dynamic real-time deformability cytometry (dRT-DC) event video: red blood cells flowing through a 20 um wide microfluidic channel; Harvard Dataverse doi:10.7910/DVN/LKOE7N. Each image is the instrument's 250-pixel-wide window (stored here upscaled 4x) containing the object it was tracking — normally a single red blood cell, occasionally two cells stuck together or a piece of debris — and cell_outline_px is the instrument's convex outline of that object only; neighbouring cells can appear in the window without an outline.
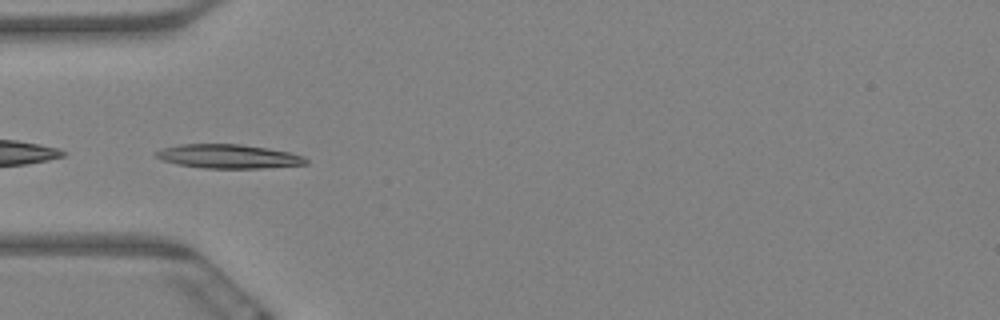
{"species": "Egyptian fruit bat (a non-hibernating species)", "species_latin": "Rousettus aegyptiacus", "temperature_condition": "warm", "stored_images_in_passage": 44, "camera_frame_rate_fps": 3000, "um_per_image_px": 0.085, "animal": {"sex": "female"}, "frame": {"image": 1, "passage_image": 1, "time_ms": 0.0, "image_size_px": [1000, 320], "cell_outline_px": [[308, 164], [260, 168], [204, 168], [176, 164], [164, 160], [156, 156], [152, 152], [164, 148], [180, 144], [240, 144], [268, 148], [288, 152], [304, 156], [308, 160]], "centroid_in_image_um": [19.42, 13.29], "position_along_channel_um": 65.6, "area_um2": 20.87}}
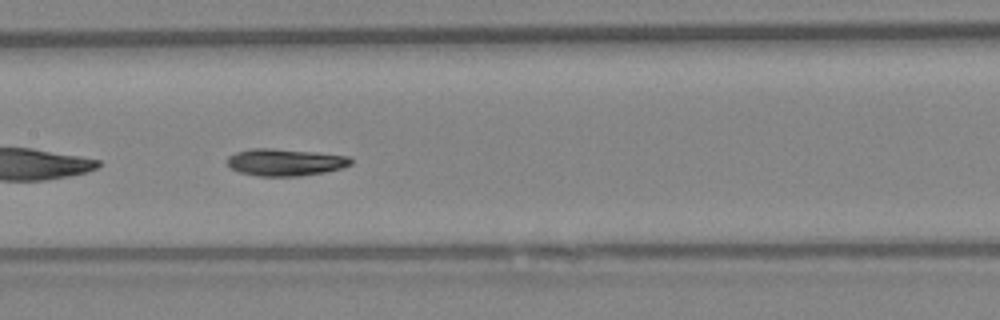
{"frame": {"image": 2, "passage_image": 12, "time_ms": 3.667, "image_size_px": [1000, 320], "cell_outline_px": [[352, 164], [344, 168], [324, 172], [300, 176], [256, 176], [240, 172], [232, 168], [228, 164], [228, 156], [236, 152], [252, 148], [268, 148], [316, 152], [348, 156], [352, 160]], "centroid_in_image_um": [24.26, 13.79], "position_along_channel_um": 183.1, "area_um2": 19.48}}
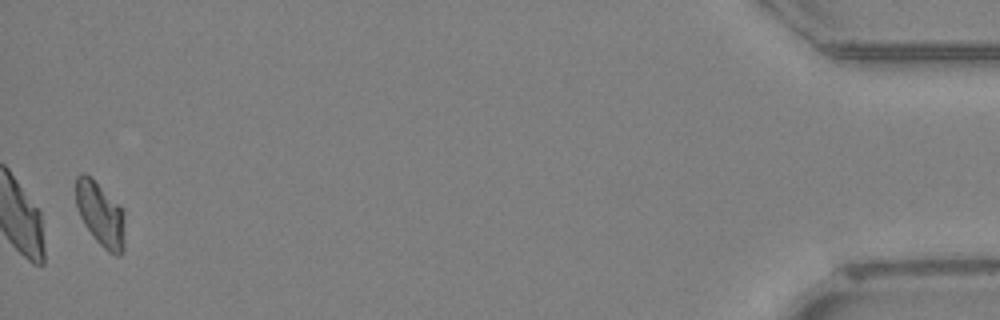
{"frame": {"image": 3, "passage_image": 43, "time_ms": 14.0, "image_size_px": [1000, 320], "cell_outline_px": [[124, 248], [116, 256], [108, 252], [96, 240], [84, 224], [80, 216], [76, 204], [76, 176], [80, 172], [84, 172], [92, 176], [120, 204], [124, 212]], "centroid_in_image_um": [8.54, 18.14], "position_along_channel_um": 426.7, "area_um2": 18.61}, "authors_computed_cell_mechanics": {"area_um2": 18.8717, "velocity_mm_per_s": 3.2314, "shape_relaxation_time_tau1_ms": 6.3948, "shape_relaxation_time_tau2_ms": 9.9287, "deformation_change_tau1": 0.1717, "deformation_change_tau2": 0.13}}